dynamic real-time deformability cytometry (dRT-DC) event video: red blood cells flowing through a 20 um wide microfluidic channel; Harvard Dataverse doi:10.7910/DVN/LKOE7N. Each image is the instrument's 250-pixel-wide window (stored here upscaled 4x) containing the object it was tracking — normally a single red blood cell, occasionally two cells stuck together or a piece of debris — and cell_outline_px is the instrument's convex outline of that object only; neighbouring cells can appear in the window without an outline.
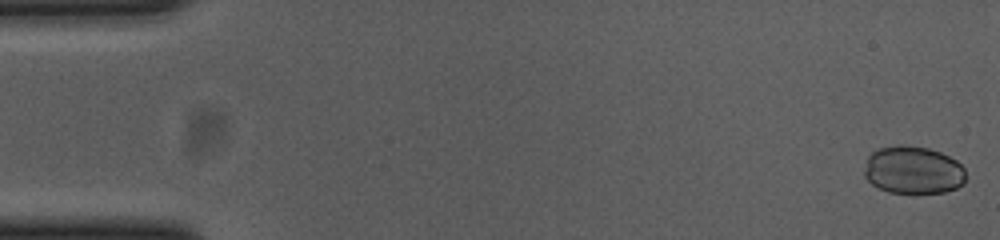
{"species": "common noctule bat (a hibernating species)", "species_latin": "Nyctalus noctula", "temperature_condition": "cold", "stored_images_in_passage": 55, "camera_frame_rate_fps": 3000, "um_per_image_px": 0.085, "animal": {"sex": "female", "body_mass_g": 23.0, "forearm_length_mm": 53.4}, "frame": {"image": 1, "passage_image": 1, "time_ms": 0.0, "image_size_px": [1000, 240], "cell_outline_px": [[964, 184], [956, 188], [944, 192], [888, 192], [872, 184], [864, 176], [864, 172], [868, 156], [876, 148], [900, 144], [904, 144], [928, 148], [940, 152], [956, 160], [964, 168]], "centroid_in_image_um": [77.6, 14.43], "position_along_channel_um": 7.4, "area_um2": 28.21}}
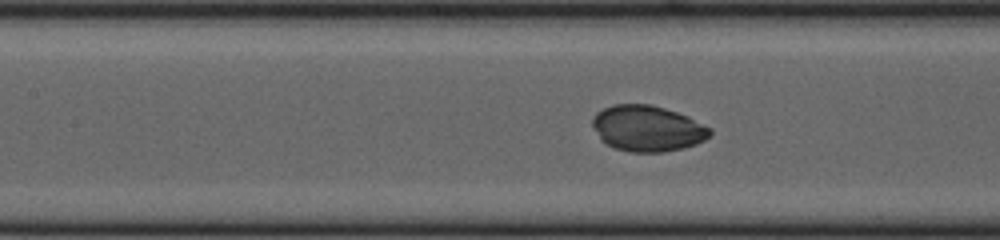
{"frame": {"image": 2, "passage_image": 24, "time_ms": 7.667, "image_size_px": [1000, 240], "cell_outline_px": [[712, 132], [704, 140], [696, 144], [684, 148], [664, 152], [628, 152], [604, 144], [600, 140], [592, 124], [592, 116], [596, 112], [612, 104], [648, 104], [664, 108], [688, 116], [712, 128]], "centroid_in_image_um": [55.01, 10.92], "position_along_channel_um": 152.4, "area_um2": 31.67}}
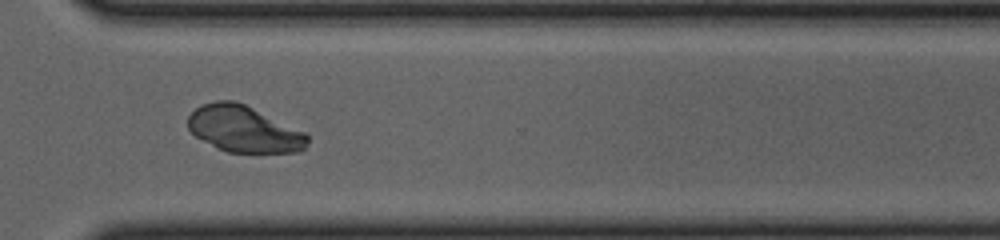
{"frame": {"image": 3, "passage_image": 40, "time_ms": 13.0, "image_size_px": [1000, 240], "cell_outline_px": [[308, 144], [304, 148], [296, 152], [228, 152], [196, 136], [188, 128], [188, 116], [200, 104], [216, 100], [236, 100], [304, 132], [308, 136]], "centroid_in_image_um": [20.72, 10.95], "position_along_channel_um": 349.9, "area_um2": 31.85}}